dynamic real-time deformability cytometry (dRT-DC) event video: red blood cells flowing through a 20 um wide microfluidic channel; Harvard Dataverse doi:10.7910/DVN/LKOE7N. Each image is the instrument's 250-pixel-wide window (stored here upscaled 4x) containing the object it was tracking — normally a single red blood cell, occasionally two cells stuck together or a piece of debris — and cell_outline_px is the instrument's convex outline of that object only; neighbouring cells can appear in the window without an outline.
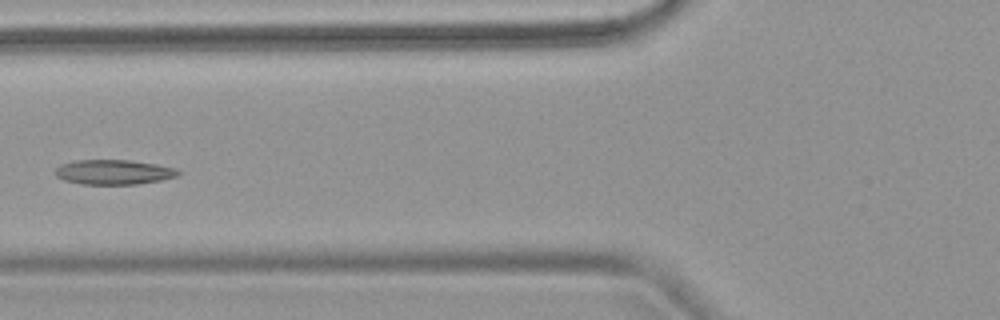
{"species": "common noctule bat (a hibernating species)", "species_latin": "Nyctalus noctula", "temperature_condition": "warm", "stored_images_in_passage": 6, "camera_frame_rate_fps": 3000, "um_per_image_px": 0.085, "animal": {"sex": "female", "body_mass_g": 18.4}, "frame": {"image": 1, "passage_image": 5, "time_ms": 6.0, "image_size_px": [1000, 320], "cell_outline_px": [[184, 172], [176, 176], [160, 180], [136, 184], [80, 184], [64, 180], [56, 176], [56, 168], [60, 164], [76, 160], [128, 160], [156, 164], [176, 168]], "centroid_in_image_um": [9.67, 14.62], "position_along_channel_um": 116.1, "area_um2": 17.74}}
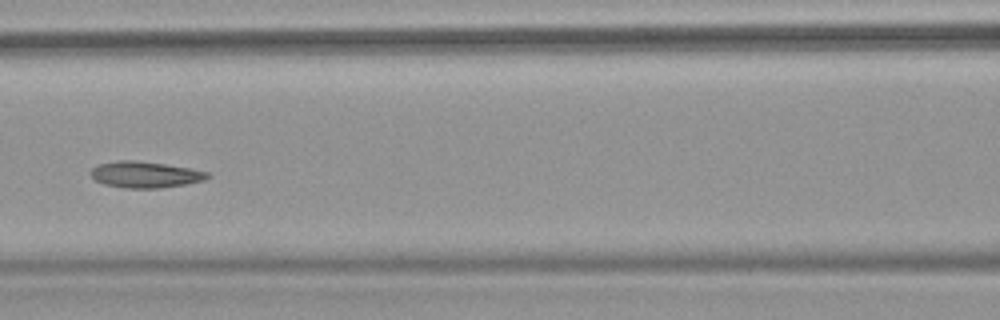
{"frame": {"image": 2, "passage_image": 6, "time_ms": 7.0, "image_size_px": [1000, 320], "cell_outline_px": [[212, 176], [204, 180], [184, 184], [160, 188], [124, 188], [104, 184], [96, 180], [88, 172], [92, 168], [100, 164], [120, 160], [132, 160], [164, 164], [188, 168], [208, 172]], "centroid_in_image_um": [12.33, 14.84], "position_along_channel_um": 154.3, "area_um2": 17.69}}